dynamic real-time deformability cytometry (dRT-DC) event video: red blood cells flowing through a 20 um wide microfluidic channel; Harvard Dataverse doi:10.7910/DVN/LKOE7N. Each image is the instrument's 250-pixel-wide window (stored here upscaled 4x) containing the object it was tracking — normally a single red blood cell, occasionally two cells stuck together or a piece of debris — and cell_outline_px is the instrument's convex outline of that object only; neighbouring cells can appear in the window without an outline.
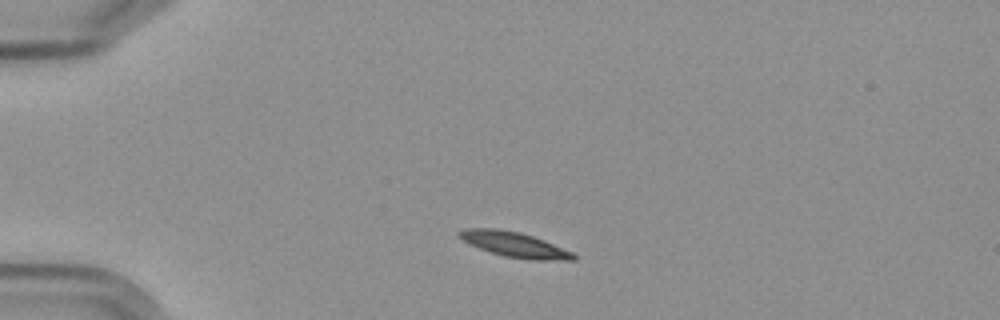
{"species": "Egyptian fruit bat (a non-hibernating species)", "species_latin": "Rousettus aegyptiacus", "temperature_condition": "cold", "stored_images_in_passage": 2, "camera_frame_rate_fps": 3000, "um_per_image_px": 0.085, "frame": {"image": 1, "passage_image": 1, "time_ms": 0.0, "image_size_px": [1000, 320], "cell_outline_px": [[576, 260], [532, 260], [504, 256], [480, 248], [456, 236], [456, 232], [464, 228], [500, 228], [520, 232], [544, 240], [572, 252], [576, 256]], "centroid_in_image_um": [43.71, 20.77], "position_along_channel_um": 41.3, "area_um2": 16.65}}